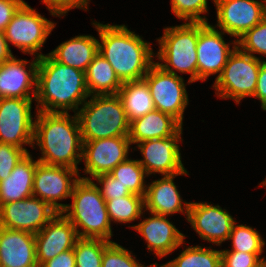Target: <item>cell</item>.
Returning a JSON list of instances; mask_svg holds the SVG:
<instances>
[{"instance_id": "obj_1", "label": "cell", "mask_w": 266, "mask_h": 267, "mask_svg": "<svg viewBox=\"0 0 266 267\" xmlns=\"http://www.w3.org/2000/svg\"><path fill=\"white\" fill-rule=\"evenodd\" d=\"M88 97L84 71L61 64L49 54L39 58L35 98L37 111L68 113V110H73L76 114L79 105Z\"/></svg>"}, {"instance_id": "obj_2", "label": "cell", "mask_w": 266, "mask_h": 267, "mask_svg": "<svg viewBox=\"0 0 266 267\" xmlns=\"http://www.w3.org/2000/svg\"><path fill=\"white\" fill-rule=\"evenodd\" d=\"M35 116L33 144L39 146L42 154L38 162L78 171L83 141L77 115L37 111Z\"/></svg>"}, {"instance_id": "obj_3", "label": "cell", "mask_w": 266, "mask_h": 267, "mask_svg": "<svg viewBox=\"0 0 266 267\" xmlns=\"http://www.w3.org/2000/svg\"><path fill=\"white\" fill-rule=\"evenodd\" d=\"M92 23L101 40L98 53L111 64L119 80L124 83L143 79L155 63L151 44L125 25Z\"/></svg>"}, {"instance_id": "obj_4", "label": "cell", "mask_w": 266, "mask_h": 267, "mask_svg": "<svg viewBox=\"0 0 266 267\" xmlns=\"http://www.w3.org/2000/svg\"><path fill=\"white\" fill-rule=\"evenodd\" d=\"M72 204L61 212L75 227L78 237L111 241L112 229L106 201L89 177H81L72 190ZM80 227L82 230H78Z\"/></svg>"}, {"instance_id": "obj_5", "label": "cell", "mask_w": 266, "mask_h": 267, "mask_svg": "<svg viewBox=\"0 0 266 267\" xmlns=\"http://www.w3.org/2000/svg\"><path fill=\"white\" fill-rule=\"evenodd\" d=\"M90 97L76 112L82 141L128 137L130 123L118 94Z\"/></svg>"}, {"instance_id": "obj_6", "label": "cell", "mask_w": 266, "mask_h": 267, "mask_svg": "<svg viewBox=\"0 0 266 267\" xmlns=\"http://www.w3.org/2000/svg\"><path fill=\"white\" fill-rule=\"evenodd\" d=\"M157 40L160 49L155 56L162 60V63L156 64L164 71L175 75H178L177 71L182 74L189 73L188 83L198 81L196 50L198 23L186 22L164 28L163 36Z\"/></svg>"}, {"instance_id": "obj_7", "label": "cell", "mask_w": 266, "mask_h": 267, "mask_svg": "<svg viewBox=\"0 0 266 267\" xmlns=\"http://www.w3.org/2000/svg\"><path fill=\"white\" fill-rule=\"evenodd\" d=\"M264 61L243 52L238 46L230 54L222 73L215 80V94L222 99L231 98L237 104L245 97H253Z\"/></svg>"}, {"instance_id": "obj_8", "label": "cell", "mask_w": 266, "mask_h": 267, "mask_svg": "<svg viewBox=\"0 0 266 267\" xmlns=\"http://www.w3.org/2000/svg\"><path fill=\"white\" fill-rule=\"evenodd\" d=\"M55 25L56 23L49 21L24 2L3 33L9 47L12 43L21 52L40 58L43 54L38 51L42 49Z\"/></svg>"}, {"instance_id": "obj_9", "label": "cell", "mask_w": 266, "mask_h": 267, "mask_svg": "<svg viewBox=\"0 0 266 267\" xmlns=\"http://www.w3.org/2000/svg\"><path fill=\"white\" fill-rule=\"evenodd\" d=\"M143 79L149 86L155 109L171 115L183 125V114L189 101L184 79L164 71L156 62Z\"/></svg>"}, {"instance_id": "obj_10", "label": "cell", "mask_w": 266, "mask_h": 267, "mask_svg": "<svg viewBox=\"0 0 266 267\" xmlns=\"http://www.w3.org/2000/svg\"><path fill=\"white\" fill-rule=\"evenodd\" d=\"M33 98H0V142L26 149L34 138Z\"/></svg>"}, {"instance_id": "obj_11", "label": "cell", "mask_w": 266, "mask_h": 267, "mask_svg": "<svg viewBox=\"0 0 266 267\" xmlns=\"http://www.w3.org/2000/svg\"><path fill=\"white\" fill-rule=\"evenodd\" d=\"M79 171L62 166L38 163L34 174L33 196L47 202L56 212H62L65 204L58 203L71 197Z\"/></svg>"}, {"instance_id": "obj_12", "label": "cell", "mask_w": 266, "mask_h": 267, "mask_svg": "<svg viewBox=\"0 0 266 267\" xmlns=\"http://www.w3.org/2000/svg\"><path fill=\"white\" fill-rule=\"evenodd\" d=\"M216 26L207 23H198L197 41V71L198 81H206L210 75L218 74L217 79L230 54L237 47V40L232 42L233 49L223 40L224 32L215 29Z\"/></svg>"}, {"instance_id": "obj_13", "label": "cell", "mask_w": 266, "mask_h": 267, "mask_svg": "<svg viewBox=\"0 0 266 267\" xmlns=\"http://www.w3.org/2000/svg\"><path fill=\"white\" fill-rule=\"evenodd\" d=\"M217 27L237 40L266 17V0H213Z\"/></svg>"}, {"instance_id": "obj_14", "label": "cell", "mask_w": 266, "mask_h": 267, "mask_svg": "<svg viewBox=\"0 0 266 267\" xmlns=\"http://www.w3.org/2000/svg\"><path fill=\"white\" fill-rule=\"evenodd\" d=\"M181 127L175 134L167 138L149 139L137 143L144 159L138 160L147 176L152 173L174 175L186 170L182 163L180 147L182 140Z\"/></svg>"}, {"instance_id": "obj_15", "label": "cell", "mask_w": 266, "mask_h": 267, "mask_svg": "<svg viewBox=\"0 0 266 267\" xmlns=\"http://www.w3.org/2000/svg\"><path fill=\"white\" fill-rule=\"evenodd\" d=\"M58 212L47 202L31 196L0 206V226L38 233Z\"/></svg>"}, {"instance_id": "obj_16", "label": "cell", "mask_w": 266, "mask_h": 267, "mask_svg": "<svg viewBox=\"0 0 266 267\" xmlns=\"http://www.w3.org/2000/svg\"><path fill=\"white\" fill-rule=\"evenodd\" d=\"M130 145L129 137L83 141L82 160L85 163V174H90L92 178L109 174L119 163L128 159Z\"/></svg>"}, {"instance_id": "obj_17", "label": "cell", "mask_w": 266, "mask_h": 267, "mask_svg": "<svg viewBox=\"0 0 266 267\" xmlns=\"http://www.w3.org/2000/svg\"><path fill=\"white\" fill-rule=\"evenodd\" d=\"M186 220L200 238L218 246L229 239L236 222L226 209L206 202H190Z\"/></svg>"}, {"instance_id": "obj_18", "label": "cell", "mask_w": 266, "mask_h": 267, "mask_svg": "<svg viewBox=\"0 0 266 267\" xmlns=\"http://www.w3.org/2000/svg\"><path fill=\"white\" fill-rule=\"evenodd\" d=\"M78 234L72 223L58 212L38 233L35 234L36 259L40 267L58 254L73 249Z\"/></svg>"}, {"instance_id": "obj_19", "label": "cell", "mask_w": 266, "mask_h": 267, "mask_svg": "<svg viewBox=\"0 0 266 267\" xmlns=\"http://www.w3.org/2000/svg\"><path fill=\"white\" fill-rule=\"evenodd\" d=\"M34 58L28 64L27 60L13 55L0 64V98H36L39 57ZM27 64L30 65L28 70Z\"/></svg>"}, {"instance_id": "obj_20", "label": "cell", "mask_w": 266, "mask_h": 267, "mask_svg": "<svg viewBox=\"0 0 266 267\" xmlns=\"http://www.w3.org/2000/svg\"><path fill=\"white\" fill-rule=\"evenodd\" d=\"M150 215L152 217L130 227L142 235L149 251H154L156 256L163 258L185 242V235L166 216L151 212Z\"/></svg>"}, {"instance_id": "obj_21", "label": "cell", "mask_w": 266, "mask_h": 267, "mask_svg": "<svg viewBox=\"0 0 266 267\" xmlns=\"http://www.w3.org/2000/svg\"><path fill=\"white\" fill-rule=\"evenodd\" d=\"M0 267H39L35 234L0 226Z\"/></svg>"}, {"instance_id": "obj_22", "label": "cell", "mask_w": 266, "mask_h": 267, "mask_svg": "<svg viewBox=\"0 0 266 267\" xmlns=\"http://www.w3.org/2000/svg\"><path fill=\"white\" fill-rule=\"evenodd\" d=\"M178 175L189 174L187 170H184L179 174L164 175L161 179L147 185L144 197L146 210L166 217L177 212L185 214L186 217L188 216L190 202L187 203L181 199L177 186L173 182L174 178Z\"/></svg>"}, {"instance_id": "obj_23", "label": "cell", "mask_w": 266, "mask_h": 267, "mask_svg": "<svg viewBox=\"0 0 266 267\" xmlns=\"http://www.w3.org/2000/svg\"><path fill=\"white\" fill-rule=\"evenodd\" d=\"M38 160L27 153L7 179L0 181V206L33 196V181Z\"/></svg>"}, {"instance_id": "obj_24", "label": "cell", "mask_w": 266, "mask_h": 267, "mask_svg": "<svg viewBox=\"0 0 266 267\" xmlns=\"http://www.w3.org/2000/svg\"><path fill=\"white\" fill-rule=\"evenodd\" d=\"M181 127L171 115L155 109L130 122L128 137L131 144H137L149 139L170 137Z\"/></svg>"}, {"instance_id": "obj_25", "label": "cell", "mask_w": 266, "mask_h": 267, "mask_svg": "<svg viewBox=\"0 0 266 267\" xmlns=\"http://www.w3.org/2000/svg\"><path fill=\"white\" fill-rule=\"evenodd\" d=\"M99 40L91 35H79L62 42L48 53L61 64L86 71L88 65L98 54Z\"/></svg>"}, {"instance_id": "obj_26", "label": "cell", "mask_w": 266, "mask_h": 267, "mask_svg": "<svg viewBox=\"0 0 266 267\" xmlns=\"http://www.w3.org/2000/svg\"><path fill=\"white\" fill-rule=\"evenodd\" d=\"M85 80L90 96L116 95L123 85L111 64L100 53L88 65Z\"/></svg>"}, {"instance_id": "obj_27", "label": "cell", "mask_w": 266, "mask_h": 267, "mask_svg": "<svg viewBox=\"0 0 266 267\" xmlns=\"http://www.w3.org/2000/svg\"><path fill=\"white\" fill-rule=\"evenodd\" d=\"M118 96L129 123L155 110L149 86L144 79L124 82Z\"/></svg>"}, {"instance_id": "obj_28", "label": "cell", "mask_w": 266, "mask_h": 267, "mask_svg": "<svg viewBox=\"0 0 266 267\" xmlns=\"http://www.w3.org/2000/svg\"><path fill=\"white\" fill-rule=\"evenodd\" d=\"M161 267H222L221 250L203 248L202 246H189L174 260Z\"/></svg>"}, {"instance_id": "obj_29", "label": "cell", "mask_w": 266, "mask_h": 267, "mask_svg": "<svg viewBox=\"0 0 266 267\" xmlns=\"http://www.w3.org/2000/svg\"><path fill=\"white\" fill-rule=\"evenodd\" d=\"M106 207L110 222L131 223L144 213V197L132 193L125 197L107 200Z\"/></svg>"}, {"instance_id": "obj_30", "label": "cell", "mask_w": 266, "mask_h": 267, "mask_svg": "<svg viewBox=\"0 0 266 267\" xmlns=\"http://www.w3.org/2000/svg\"><path fill=\"white\" fill-rule=\"evenodd\" d=\"M110 174L131 193L145 197L147 185L144 179L147 174L137 159L128 158L119 163Z\"/></svg>"}, {"instance_id": "obj_31", "label": "cell", "mask_w": 266, "mask_h": 267, "mask_svg": "<svg viewBox=\"0 0 266 267\" xmlns=\"http://www.w3.org/2000/svg\"><path fill=\"white\" fill-rule=\"evenodd\" d=\"M112 241L79 237L73 247L76 267H101L104 249Z\"/></svg>"}, {"instance_id": "obj_32", "label": "cell", "mask_w": 266, "mask_h": 267, "mask_svg": "<svg viewBox=\"0 0 266 267\" xmlns=\"http://www.w3.org/2000/svg\"><path fill=\"white\" fill-rule=\"evenodd\" d=\"M228 240H232V251L263 253L265 241L259 232L250 226L237 225L235 222Z\"/></svg>"}, {"instance_id": "obj_33", "label": "cell", "mask_w": 266, "mask_h": 267, "mask_svg": "<svg viewBox=\"0 0 266 267\" xmlns=\"http://www.w3.org/2000/svg\"><path fill=\"white\" fill-rule=\"evenodd\" d=\"M237 46L245 53L266 56V17L237 40ZM254 53V54H253Z\"/></svg>"}, {"instance_id": "obj_34", "label": "cell", "mask_w": 266, "mask_h": 267, "mask_svg": "<svg viewBox=\"0 0 266 267\" xmlns=\"http://www.w3.org/2000/svg\"><path fill=\"white\" fill-rule=\"evenodd\" d=\"M171 4L177 18L189 23H207V18L200 16L208 11L207 0H171Z\"/></svg>"}, {"instance_id": "obj_35", "label": "cell", "mask_w": 266, "mask_h": 267, "mask_svg": "<svg viewBox=\"0 0 266 267\" xmlns=\"http://www.w3.org/2000/svg\"><path fill=\"white\" fill-rule=\"evenodd\" d=\"M155 264L144 266L137 262L131 251L116 242H111L102 255L101 267H154Z\"/></svg>"}, {"instance_id": "obj_36", "label": "cell", "mask_w": 266, "mask_h": 267, "mask_svg": "<svg viewBox=\"0 0 266 267\" xmlns=\"http://www.w3.org/2000/svg\"><path fill=\"white\" fill-rule=\"evenodd\" d=\"M262 253H247L232 250H221L222 267H259L265 258L260 257Z\"/></svg>"}, {"instance_id": "obj_37", "label": "cell", "mask_w": 266, "mask_h": 267, "mask_svg": "<svg viewBox=\"0 0 266 267\" xmlns=\"http://www.w3.org/2000/svg\"><path fill=\"white\" fill-rule=\"evenodd\" d=\"M27 153H29L27 149L0 142V181L9 177Z\"/></svg>"}, {"instance_id": "obj_38", "label": "cell", "mask_w": 266, "mask_h": 267, "mask_svg": "<svg viewBox=\"0 0 266 267\" xmlns=\"http://www.w3.org/2000/svg\"><path fill=\"white\" fill-rule=\"evenodd\" d=\"M93 179H96L98 183L102 185L101 188L99 187V190L105 201L112 200L114 198L125 197L132 194L110 173L99 175Z\"/></svg>"}, {"instance_id": "obj_39", "label": "cell", "mask_w": 266, "mask_h": 267, "mask_svg": "<svg viewBox=\"0 0 266 267\" xmlns=\"http://www.w3.org/2000/svg\"><path fill=\"white\" fill-rule=\"evenodd\" d=\"M46 4V8L53 16H65L72 8H79L85 11L88 10V3L90 0H42Z\"/></svg>"}, {"instance_id": "obj_40", "label": "cell", "mask_w": 266, "mask_h": 267, "mask_svg": "<svg viewBox=\"0 0 266 267\" xmlns=\"http://www.w3.org/2000/svg\"><path fill=\"white\" fill-rule=\"evenodd\" d=\"M24 2V0H0V32H4L13 15Z\"/></svg>"}, {"instance_id": "obj_41", "label": "cell", "mask_w": 266, "mask_h": 267, "mask_svg": "<svg viewBox=\"0 0 266 267\" xmlns=\"http://www.w3.org/2000/svg\"><path fill=\"white\" fill-rule=\"evenodd\" d=\"M40 267H76L74 250H66L44 262Z\"/></svg>"}, {"instance_id": "obj_42", "label": "cell", "mask_w": 266, "mask_h": 267, "mask_svg": "<svg viewBox=\"0 0 266 267\" xmlns=\"http://www.w3.org/2000/svg\"><path fill=\"white\" fill-rule=\"evenodd\" d=\"M253 97L258 98L261 102V108L266 110V61L259 68L257 86Z\"/></svg>"}, {"instance_id": "obj_43", "label": "cell", "mask_w": 266, "mask_h": 267, "mask_svg": "<svg viewBox=\"0 0 266 267\" xmlns=\"http://www.w3.org/2000/svg\"><path fill=\"white\" fill-rule=\"evenodd\" d=\"M13 54L5 39L4 33L0 32V64L12 57Z\"/></svg>"}, {"instance_id": "obj_44", "label": "cell", "mask_w": 266, "mask_h": 267, "mask_svg": "<svg viewBox=\"0 0 266 267\" xmlns=\"http://www.w3.org/2000/svg\"><path fill=\"white\" fill-rule=\"evenodd\" d=\"M261 185H262L263 187L266 186V178H265V181H263L262 183H260L259 186H261Z\"/></svg>"}, {"instance_id": "obj_45", "label": "cell", "mask_w": 266, "mask_h": 267, "mask_svg": "<svg viewBox=\"0 0 266 267\" xmlns=\"http://www.w3.org/2000/svg\"><path fill=\"white\" fill-rule=\"evenodd\" d=\"M259 267H266V262H263Z\"/></svg>"}, {"instance_id": "obj_46", "label": "cell", "mask_w": 266, "mask_h": 267, "mask_svg": "<svg viewBox=\"0 0 266 267\" xmlns=\"http://www.w3.org/2000/svg\"><path fill=\"white\" fill-rule=\"evenodd\" d=\"M155 265H154V267H158V264L157 263H154ZM159 267H161V266H159Z\"/></svg>"}]
</instances>
